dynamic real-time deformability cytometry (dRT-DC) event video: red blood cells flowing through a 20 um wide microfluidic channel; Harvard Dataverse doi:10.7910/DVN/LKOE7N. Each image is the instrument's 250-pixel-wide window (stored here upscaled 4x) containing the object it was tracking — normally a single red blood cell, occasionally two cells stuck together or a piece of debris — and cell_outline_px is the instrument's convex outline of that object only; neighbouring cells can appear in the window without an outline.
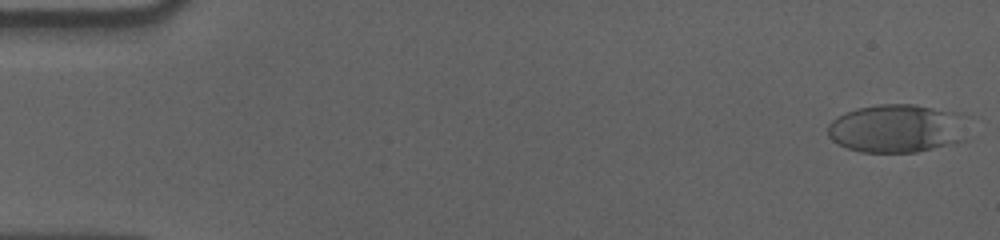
{"species": "human", "species_latin": "Homo sapiens", "temperature_condition": "cold", "stored_images_in_passage": 57, "camera_frame_rate_fps": 3000, "um_per_image_px": 0.085, "donor": {"sex": "male"}, "frame": {"image": 1, "passage_image": 1, "time_ms": 0.0, "image_size_px": [1000, 240], "cell_outline_px": [[964, 140], [916, 152], [860, 152], [848, 148], [832, 140], [828, 136], [828, 124], [832, 120], [856, 108], [880, 104], [912, 104], [960, 112]], "centroid_in_image_um": [76.18, 10.91], "position_along_channel_um": 8.8, "area_um2": 38.96}}
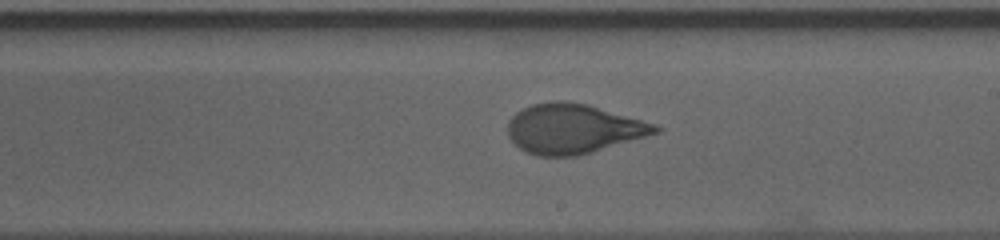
{"frame": {"image": 2, "passage_image": 33, "time_ms": 10.667, "image_size_px": [1000, 240], "cell_outline_px": [[664, 128], [660, 132], [592, 152], [576, 156], [536, 156], [520, 148], [508, 136], [508, 120], [516, 112], [532, 104], [552, 100], [564, 100], [588, 104], [656, 124]], "centroid_in_image_um": [48.73, 10.93], "position_along_channel_um": 240.3, "area_um2": 42.71}}
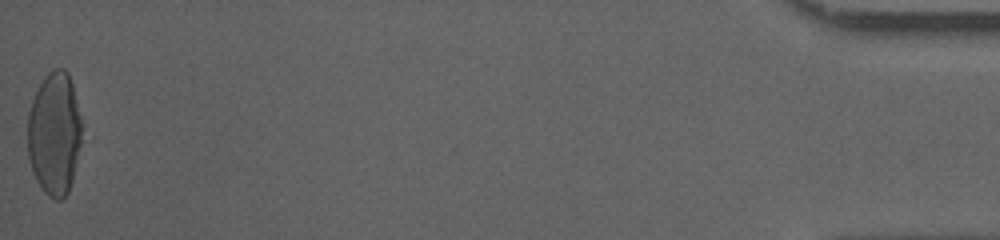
{"frame": {"image": 3, "passage_image": 57, "time_ms": 18.667, "image_size_px": [1000, 240], "cell_outline_px": [[80, 144], [72, 180], [68, 192], [60, 200], [56, 200], [48, 196], [44, 192], [36, 180], [32, 172], [28, 156], [28, 112], [32, 100], [44, 76], [52, 68], [64, 68], [68, 72], [72, 84], [80, 116]], "centroid_in_image_um": [4.6, 11.35], "position_along_channel_um": 430.6, "area_um2": 38.67}, "authors_computed_cell_mechanics": {"area_um2": 41.7316, "velocity_mm_per_s": 3.5696, "shape_relaxation_time_tau1_ms": 6.7013, "shape_relaxation_time_tau2_ms": 0.8171, "deformation_change_tau1": 0.2217, "deformation_change_tau2": 0.0735}}